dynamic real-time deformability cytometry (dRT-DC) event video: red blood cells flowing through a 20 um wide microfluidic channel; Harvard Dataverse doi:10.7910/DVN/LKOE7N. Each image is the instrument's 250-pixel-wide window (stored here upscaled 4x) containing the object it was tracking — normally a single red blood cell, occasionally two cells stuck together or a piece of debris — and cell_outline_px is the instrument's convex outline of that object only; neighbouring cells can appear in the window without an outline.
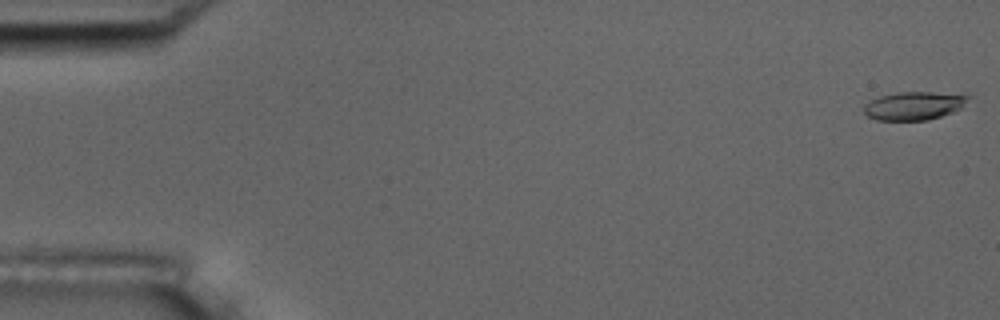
{"species": "common noctule bat (a hibernating species)", "species_latin": "Nyctalus noctula", "temperature_condition": "room temperature", "stored_images_in_passage": 56, "camera_frame_rate_fps": 3000, "um_per_image_px": 0.085, "animal": {"sex": "male", "body_mass_g": 17.5, "forearm_length_mm": 52.3}, "frame": {"image": 1, "passage_image": 1, "time_ms": 0.0, "image_size_px": [1000, 320], "cell_outline_px": [[968, 96], [960, 108], [952, 112], [928, 120], [876, 120], [868, 116], [864, 112], [864, 104], [880, 96], [896, 92], [932, 92]], "centroid_in_image_um": [77.6, 9.0], "position_along_channel_um": 7.4, "area_um2": 16.76}}
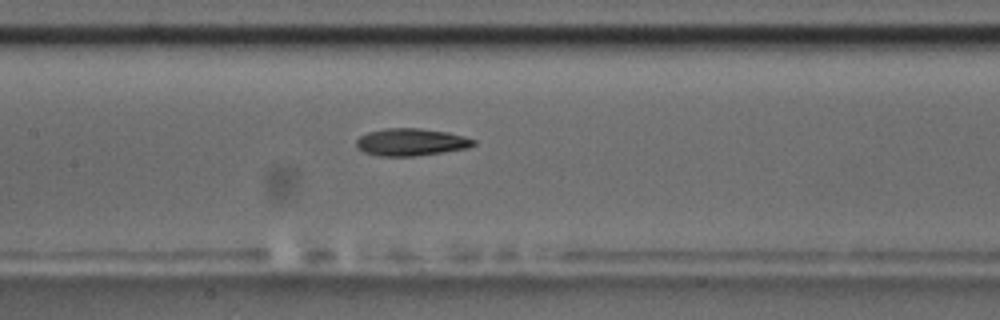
{"frame": {"image": 2, "passage_image": 27, "time_ms": 8.667, "image_size_px": [1000, 320], "cell_outline_px": [[476, 144], [468, 148], [416, 156], [380, 156], [364, 152], [356, 144], [356, 140], [360, 136], [368, 132], [384, 128], [420, 128], [448, 132], [464, 136], [476, 140]], "centroid_in_image_um": [34.96, 12.07], "position_along_channel_um": 172.4, "area_um2": 18.67}}
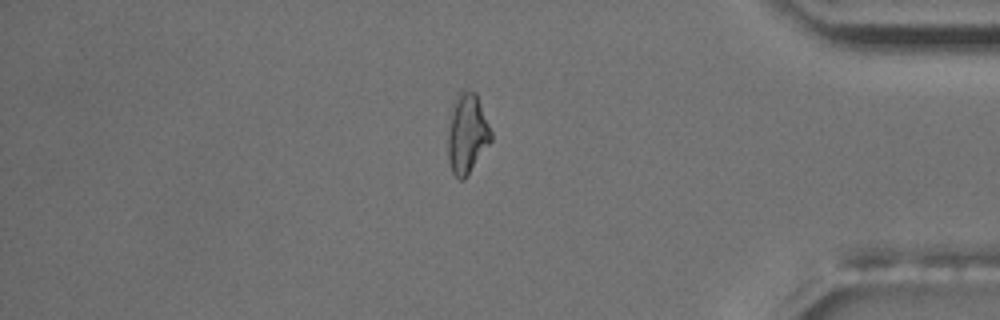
{"frame": {"image": 3, "passage_image": 48, "time_ms": 15.667, "image_size_px": [1000, 320], "cell_outline_px": [[492, 140], [464, 180], [460, 180], [452, 172], [448, 160], [448, 132], [456, 92], [460, 88], [476, 92], [492, 132]], "centroid_in_image_um": [39.71, 11.33], "position_along_channel_um": 395.5, "area_um2": 20.11}, "authors_computed_cell_mechanics": {"area_um2": 18.3515, "velocity_mm_per_s": 3.5995, "shape_relaxation_time_tau1_ms": 6.1834, "shape_relaxation_time_tau2_ms": 9.7427, "deformation_change_tau1": 0.1806, "deformation_change_tau2": 0.1773}}